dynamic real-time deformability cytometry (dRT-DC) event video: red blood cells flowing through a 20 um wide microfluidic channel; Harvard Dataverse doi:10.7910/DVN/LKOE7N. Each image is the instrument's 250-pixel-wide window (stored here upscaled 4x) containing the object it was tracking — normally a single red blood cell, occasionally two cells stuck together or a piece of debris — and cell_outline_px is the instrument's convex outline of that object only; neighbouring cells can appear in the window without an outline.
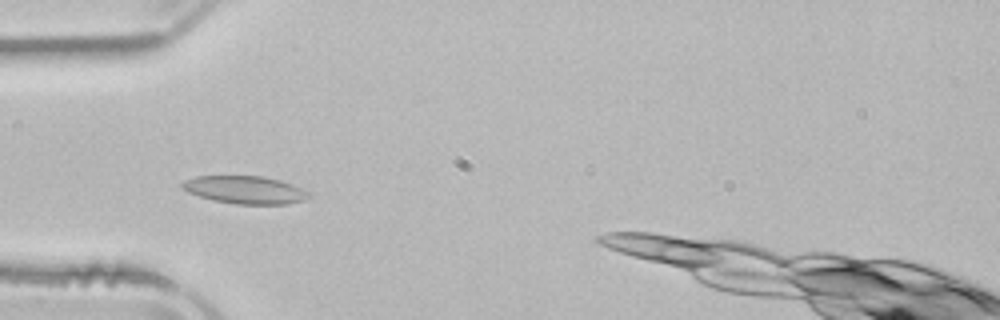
{"species": "common noctule bat (a hibernating species)", "species_latin": "Nyctalus noctula", "temperature_condition": "room temperature", "stored_images_in_passage": 46, "camera_frame_rate_fps": 3000, "um_per_image_px": 0.085, "animal": {"sex": "male", "body_mass_g": 21.5, "forearm_length_mm": 52.0}, "frame": {"image": 1, "passage_image": 13, "time_ms": 4.0, "image_size_px": [1000, 320], "cell_outline_px": [[308, 196], [304, 200], [288, 204], [236, 204], [212, 200], [188, 192], [180, 188], [180, 184], [196, 176], [264, 176], [280, 180], [292, 184], [308, 192]], "centroid_in_image_um": [20.81, 16.13], "position_along_channel_um": 64.2, "area_um2": 20.35}}
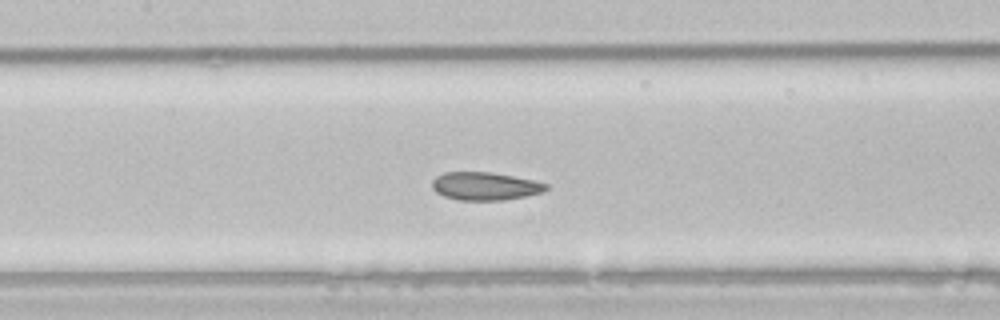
{"frame": {"image": 2, "passage_image": 21, "time_ms": 6.667, "image_size_px": [1000, 320], "cell_outline_px": [[548, 188], [540, 192], [524, 196], [504, 200], [460, 200], [444, 196], [436, 192], [432, 188], [432, 180], [436, 176], [444, 172], [488, 172], [512, 176], [532, 180], [548, 184]], "centroid_in_image_um": [41.18, 15.82], "position_along_channel_um": 166.2, "area_um2": 18.38}}
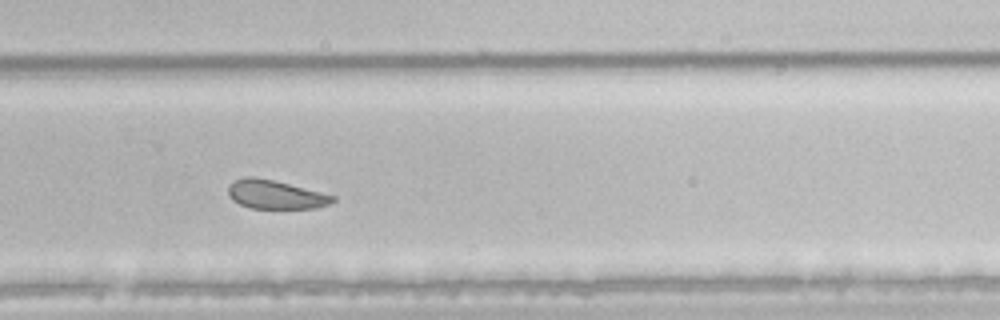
{"frame": {"image": 3, "passage_image": 32, "time_ms": 10.333, "image_size_px": [1000, 320], "cell_outline_px": [[336, 200], [328, 204], [316, 208], [252, 208], [240, 204], [232, 200], [228, 196], [228, 188], [236, 180], [244, 176], [252, 176], [272, 180], [336, 196]], "centroid_in_image_um": [23.4, 16.54], "position_along_channel_um": 306.4, "area_um2": 17.22}, "authors_computed_cell_mechanics": {"area_um2": 19.8543, "velocity_mm_per_s": 3.8393, "shape_relaxation_time_tau1_ms": 8.0771, "shape_relaxation_time_tau2_ms": 3.6721, "deformation_change_tau1": 0.1054, "deformation_change_tau2": 0.0913}}